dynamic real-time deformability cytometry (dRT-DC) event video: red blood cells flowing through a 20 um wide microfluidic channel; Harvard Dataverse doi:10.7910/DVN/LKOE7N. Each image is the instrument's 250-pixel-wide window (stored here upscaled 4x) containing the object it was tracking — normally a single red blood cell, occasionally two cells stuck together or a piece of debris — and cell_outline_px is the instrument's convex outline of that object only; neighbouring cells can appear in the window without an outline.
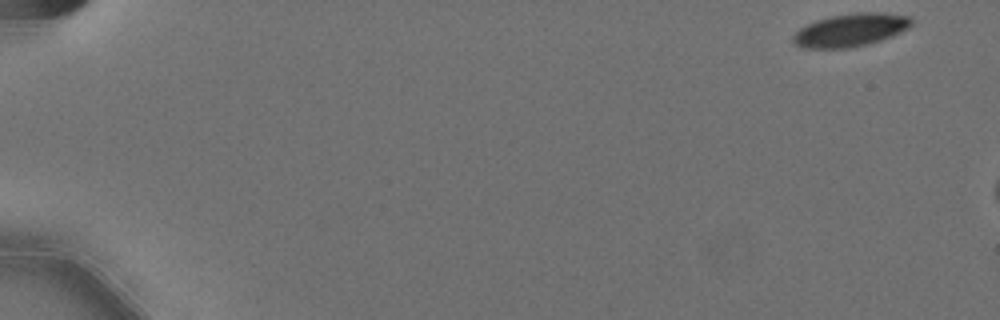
{"species": "Egyptian fruit bat (a non-hibernating species)", "species_latin": "Rousettus aegyptiacus", "temperature_condition": "cold", "stored_images_in_passage": 5, "camera_frame_rate_fps": 3000, "um_per_image_px": 0.085, "animal": {"sex": "female"}, "frame": {"image": 1, "passage_image": 1, "time_ms": 0.0, "image_size_px": [1000, 320], "cell_outline_px": [[912, 24], [908, 28], [892, 36], [868, 44], [848, 48], [800, 48], [792, 44], [792, 36], [800, 28], [816, 20], [832, 16], [860, 12], [880, 12], [912, 16]], "centroid_in_image_um": [72.29, 2.56], "position_along_channel_um": 12.7, "area_um2": 22.83}}